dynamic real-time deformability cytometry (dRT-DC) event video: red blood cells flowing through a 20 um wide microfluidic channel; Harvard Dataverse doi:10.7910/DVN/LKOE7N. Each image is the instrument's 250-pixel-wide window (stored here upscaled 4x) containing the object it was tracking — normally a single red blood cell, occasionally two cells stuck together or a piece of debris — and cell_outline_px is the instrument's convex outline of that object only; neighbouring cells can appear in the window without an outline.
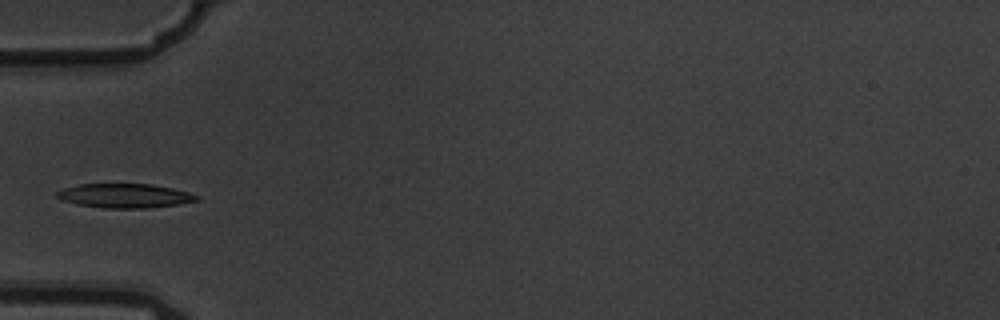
{"species": "common noctule bat (a hibernating species)", "species_latin": "Nyctalus noctula", "temperature_condition": "warm", "stored_images_in_passage": 7, "camera_frame_rate_fps": 3000, "um_per_image_px": 0.085, "animal": {"sex": "male", "body_mass_g": 19.5, "forearm_length_mm": 54.6}, "frame": {"image": 1, "passage_image": 5, "time_ms": 1.333, "image_size_px": [1000, 320], "cell_outline_px": [[200, 200], [176, 204], [148, 208], [104, 208], [76, 204], [64, 200], [56, 196], [56, 192], [64, 188], [76, 184], [152, 184], [172, 188], [188, 192], [200, 196]], "centroid_in_image_um": [10.61, 16.63], "position_along_channel_um": 74.4, "area_um2": 19.65}}
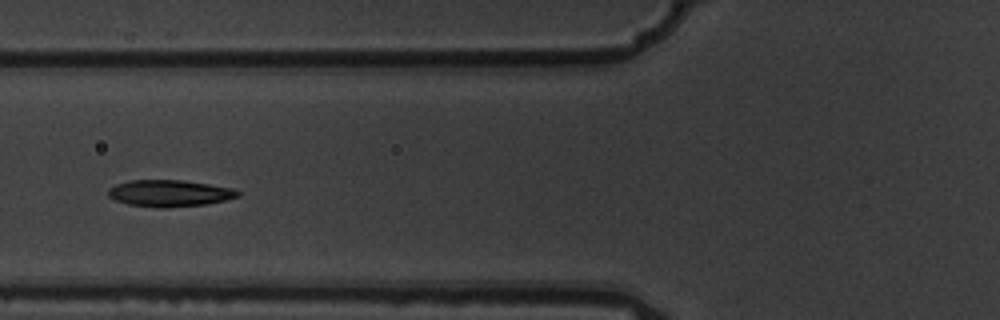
{"frame": {"image": 2, "passage_image": 6, "time_ms": 1.667, "image_size_px": [1000, 320], "cell_outline_px": [[240, 196], [224, 200], [204, 204], [168, 208], [160, 208], [128, 204], [116, 200], [108, 196], [108, 188], [116, 184], [128, 180], [180, 180], [236, 188], [240, 192]], "centroid_in_image_um": [14.41, 16.42], "position_along_channel_um": 111.4, "area_um2": 20.17}}
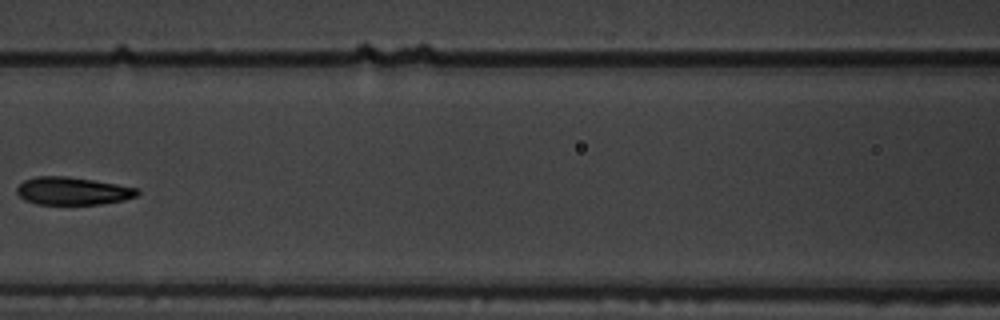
{"frame": {"image": 3, "passage_image": 7, "time_ms": 2.0, "image_size_px": [1000, 320], "cell_outline_px": [[140, 192], [136, 196], [124, 200], [100, 204], [36, 204], [24, 200], [16, 192], [16, 188], [24, 180], [36, 176], [68, 176], [140, 188]], "centroid_in_image_um": [6.17, 16.23], "position_along_channel_um": 160.4, "area_um2": 19.54}}